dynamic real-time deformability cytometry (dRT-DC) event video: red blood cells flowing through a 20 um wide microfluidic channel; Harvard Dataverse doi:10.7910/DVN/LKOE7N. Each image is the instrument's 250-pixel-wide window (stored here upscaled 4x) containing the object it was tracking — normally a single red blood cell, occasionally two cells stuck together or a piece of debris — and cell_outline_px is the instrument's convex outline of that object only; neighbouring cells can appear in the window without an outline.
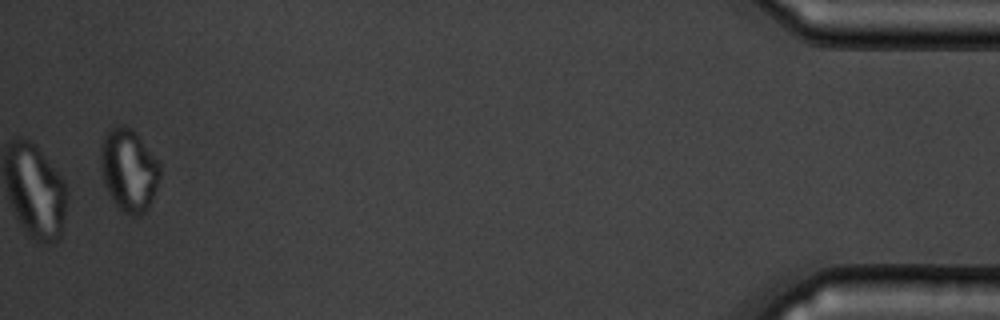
{"species": "common noctule bat (a hibernating species)", "species_latin": "Nyctalus noctula", "temperature_condition": "warm", "stored_images_in_passage": 14, "camera_frame_rate_fps": 3000, "um_per_image_px": 0.085, "animal": {"sex": "male", "body_mass_g": 19.5, "forearm_length_mm": 54.6}, "frame": {"image": 1, "passage_image": 14, "time_ms": 16.667, "image_size_px": [1000, 320], "cell_outline_px": [[160, 176], [156, 188], [148, 208], [144, 212], [136, 216], [128, 216], [112, 200], [108, 192], [100, 168], [100, 148], [104, 136], [108, 128], [132, 128], [160, 164]], "centroid_in_image_um": [10.94, 14.48], "position_along_channel_um": 424.3, "area_um2": 28.09}}